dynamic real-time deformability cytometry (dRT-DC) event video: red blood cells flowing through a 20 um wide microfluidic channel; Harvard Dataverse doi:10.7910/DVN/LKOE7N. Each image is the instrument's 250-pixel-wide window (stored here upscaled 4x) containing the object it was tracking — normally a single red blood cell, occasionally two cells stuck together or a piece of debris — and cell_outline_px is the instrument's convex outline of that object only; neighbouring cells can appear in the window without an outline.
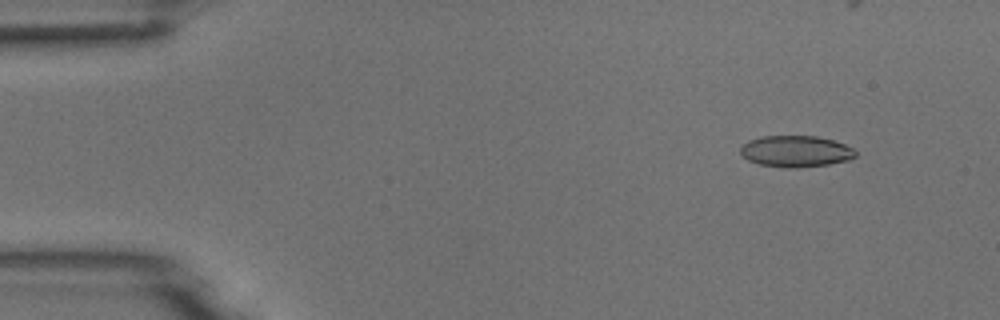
{"species": "common noctule bat (a hibernating species)", "species_latin": "Nyctalus noctula", "temperature_condition": "room temperature", "stored_images_in_passage": 41, "camera_frame_rate_fps": 3000, "um_per_image_px": 0.085, "animal": {"sex": "male", "body_mass_g": 18.8}, "frame": {"image": 1, "passage_image": 2, "time_ms": 0.333, "image_size_px": [1000, 320], "cell_outline_px": [[856, 156], [848, 160], [828, 164], [796, 168], [788, 168], [760, 164], [748, 160], [740, 152], [740, 148], [748, 140], [760, 136], [816, 136], [832, 140], [844, 144], [852, 148], [856, 152]], "centroid_in_image_um": [67.63, 12.86], "position_along_channel_um": 17.4, "area_um2": 20.92}}
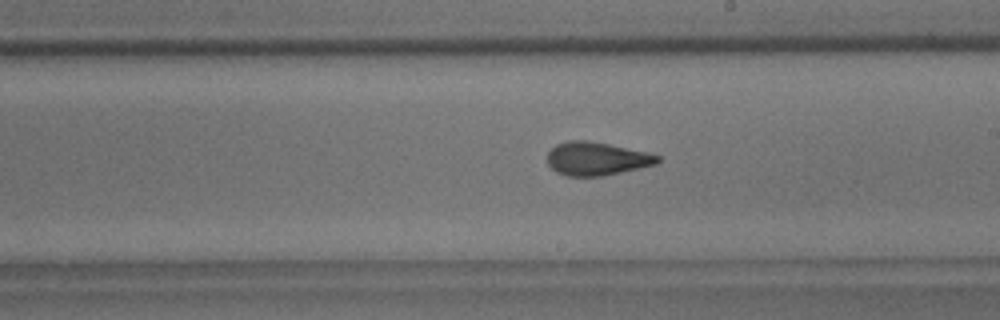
{"frame": {"image": 2, "passage_image": 27, "time_ms": 8.667, "image_size_px": [1000, 320], "cell_outline_px": [[660, 160], [656, 164], [640, 168], [604, 176], [568, 176], [556, 172], [548, 164], [548, 152], [556, 144], [568, 140], [588, 140], [648, 152], [660, 156]], "centroid_in_image_um": [50.71, 13.49], "position_along_channel_um": 238.3, "area_um2": 21.44}}
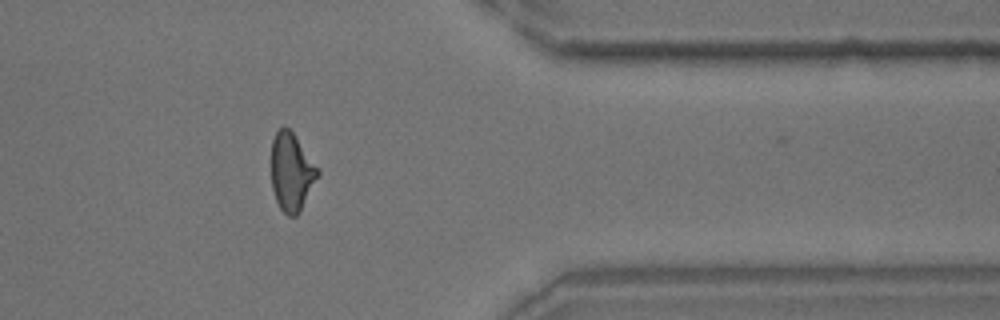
{"frame": {"image": 3, "passage_image": 40, "time_ms": 13.0, "image_size_px": [1000, 320], "cell_outline_px": [[320, 176], [300, 212], [296, 216], [288, 216], [280, 208], [276, 200], [272, 188], [272, 140], [276, 132], [284, 124], [292, 132], [320, 168]], "centroid_in_image_um": [24.82, 14.63], "position_along_channel_um": 386.6, "area_um2": 21.39}}